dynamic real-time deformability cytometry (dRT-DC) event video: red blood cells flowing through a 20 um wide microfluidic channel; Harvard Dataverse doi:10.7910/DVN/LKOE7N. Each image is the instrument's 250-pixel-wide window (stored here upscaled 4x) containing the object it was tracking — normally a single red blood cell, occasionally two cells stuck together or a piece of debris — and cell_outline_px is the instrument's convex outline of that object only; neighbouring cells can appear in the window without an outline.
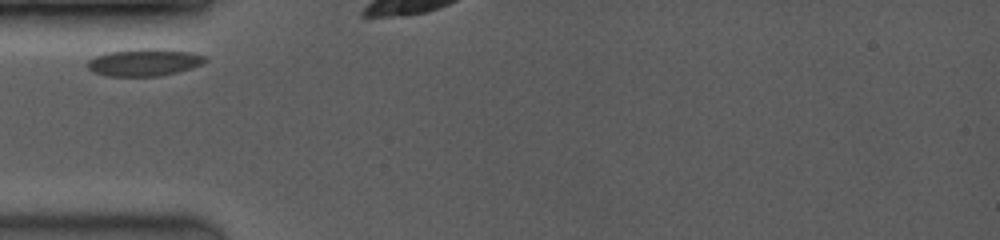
{"species": "common noctule bat (a hibernating species)", "species_latin": "Nyctalus noctula", "temperature_condition": "room temperature", "stored_images_in_passage": 11, "camera_frame_rate_fps": 3500, "um_per_image_px": 0.085, "animal": {"sex": "female", "body_mass_g": 19.0, "forearm_length_mm": 53.3}, "frame": {"image": 1, "passage_image": 1, "time_ms": 0.0, "image_size_px": [1000, 240], "cell_outline_px": [[208, 60], [204, 64], [192, 68], [160, 76], [108, 76], [92, 72], [84, 64], [88, 60], [96, 56], [108, 52], [140, 48], [160, 48], [192, 52], [204, 56]], "centroid_in_image_um": [12.26, 5.29], "position_along_channel_um": 72.7, "area_um2": 18.96}}